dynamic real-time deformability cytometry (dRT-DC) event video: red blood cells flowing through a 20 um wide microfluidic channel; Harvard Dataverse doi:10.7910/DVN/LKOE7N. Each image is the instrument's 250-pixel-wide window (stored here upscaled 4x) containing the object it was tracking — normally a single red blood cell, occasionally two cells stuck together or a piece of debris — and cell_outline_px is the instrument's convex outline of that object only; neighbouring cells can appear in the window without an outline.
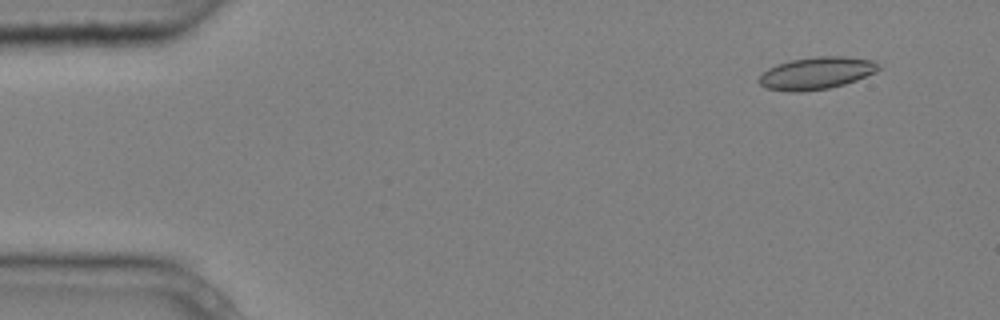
{"species": "common noctule bat (a hibernating species)", "species_latin": "Nyctalus noctula", "temperature_condition": "cold", "stored_images_in_passage": 4, "camera_frame_rate_fps": 3000, "um_per_image_px": 0.085, "animal": {"sex": "male", "body_mass_g": 20.4}, "frame": {"image": 1, "passage_image": 2, "time_ms": 0.333, "image_size_px": [1000, 320], "cell_outline_px": [[880, 68], [876, 72], [856, 80], [844, 84], [828, 88], [800, 92], [788, 92], [764, 88], [760, 84], [760, 76], [768, 68], [776, 64], [792, 60], [816, 56], [844, 56], [872, 60], [880, 64]], "centroid_in_image_um": [69.4, 6.22], "position_along_channel_um": 15.6, "area_um2": 22.48}}
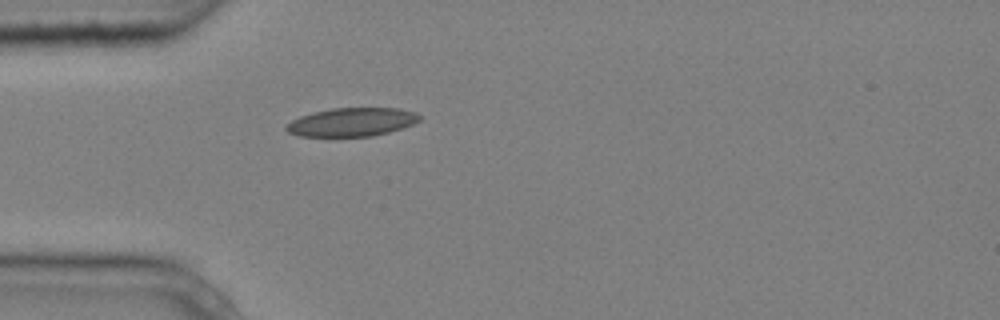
{"frame": {"image": 2, "passage_image": 4, "time_ms": 1.0, "image_size_px": [1000, 320], "cell_outline_px": [[424, 116], [420, 120], [404, 128], [372, 136], [300, 136], [288, 132], [284, 128], [292, 120], [300, 116], [312, 112], [332, 108], [400, 108], [416, 112]], "centroid_in_image_um": [29.95, 10.36], "position_along_channel_um": 55.0, "area_um2": 22.25}}